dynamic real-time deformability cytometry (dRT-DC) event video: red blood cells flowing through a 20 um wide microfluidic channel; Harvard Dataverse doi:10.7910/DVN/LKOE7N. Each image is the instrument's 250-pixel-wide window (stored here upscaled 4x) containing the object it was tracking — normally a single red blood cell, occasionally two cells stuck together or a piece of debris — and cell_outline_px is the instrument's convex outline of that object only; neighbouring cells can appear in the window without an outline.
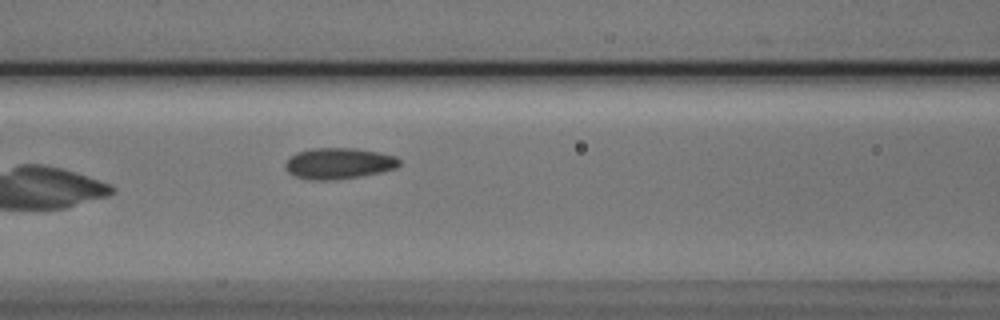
{"species": "Egyptian fruit bat (a non-hibernating species)", "species_latin": "Rousettus aegyptiacus", "temperature_condition": "cold", "stored_images_in_passage": 7, "segment_of_instrument_passage": [1, 2], "camera_frame_rate_fps": 3000, "um_per_image_px": 0.085, "animal": {"sex": "male"}, "frame": {"image": 1, "passage_image": 6, "time_ms": 1.667, "image_size_px": [1000, 320], "cell_outline_px": [[400, 164], [396, 168], [380, 172], [360, 176], [332, 180], [308, 180], [296, 176], [288, 172], [284, 168], [284, 164], [296, 152], [312, 148], [356, 148], [380, 152], [396, 156], [400, 160]], "centroid_in_image_um": [28.79, 13.88], "position_along_channel_um": 137.8, "area_um2": 20.75}}